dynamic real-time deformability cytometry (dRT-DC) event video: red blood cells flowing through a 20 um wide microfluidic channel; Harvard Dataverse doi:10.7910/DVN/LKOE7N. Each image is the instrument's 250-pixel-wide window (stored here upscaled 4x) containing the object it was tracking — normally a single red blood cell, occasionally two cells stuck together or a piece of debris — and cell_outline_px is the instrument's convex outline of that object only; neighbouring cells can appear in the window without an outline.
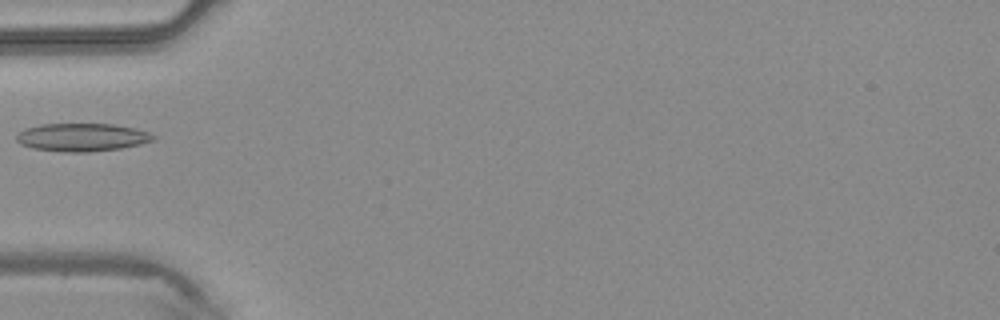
{"species": "common noctule bat (a hibernating species)", "species_latin": "Nyctalus noctula", "temperature_condition": "warm", "stored_images_in_passage": 5, "camera_frame_rate_fps": 3000, "um_per_image_px": 0.085, "animal": {"sex": "male", "body_mass_g": 20.4}, "frame": {"image": 1, "passage_image": 5, "time_ms": 1.333, "image_size_px": [1000, 320], "cell_outline_px": [[156, 140], [140, 144], [120, 148], [88, 152], [64, 152], [32, 148], [20, 144], [16, 140], [16, 136], [20, 132], [28, 128], [40, 124], [112, 124], [132, 128], [148, 132], [156, 136]], "centroid_in_image_um": [6.97, 11.67], "position_along_channel_um": 78.0, "area_um2": 22.2}}